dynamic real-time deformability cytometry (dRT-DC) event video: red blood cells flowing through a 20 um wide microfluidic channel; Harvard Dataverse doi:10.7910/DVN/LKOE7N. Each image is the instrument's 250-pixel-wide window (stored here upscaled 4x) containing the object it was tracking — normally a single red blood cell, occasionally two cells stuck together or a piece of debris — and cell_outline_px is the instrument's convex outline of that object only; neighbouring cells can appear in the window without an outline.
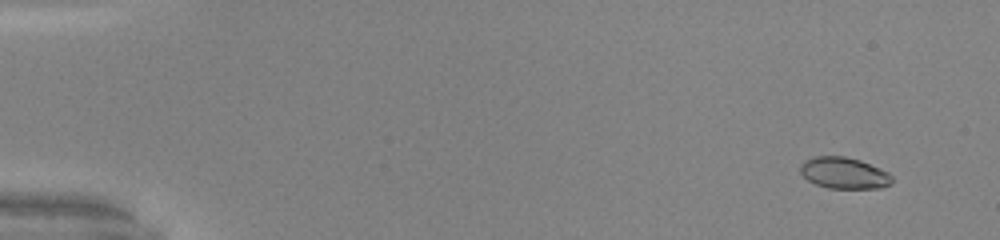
{"species": "common noctule bat (a hibernating species)", "species_latin": "Nyctalus noctula", "temperature_condition": "warm", "stored_images_in_passage": 52, "camera_frame_rate_fps": 3000, "um_per_image_px": 0.085, "animal": {"sex": "male", "body_mass_g": 20.0, "forearm_length_mm": 53.3}, "frame": {"image": 1, "passage_image": 4, "time_ms": 1.0, "image_size_px": [1000, 240], "cell_outline_px": [[892, 184], [880, 188], [828, 188], [816, 184], [808, 180], [800, 172], [800, 164], [804, 160], [816, 156], [844, 156], [860, 160], [880, 168], [888, 172], [892, 176]], "centroid_in_image_um": [71.75, 14.7], "position_along_channel_um": 13.3, "area_um2": 16.82}}
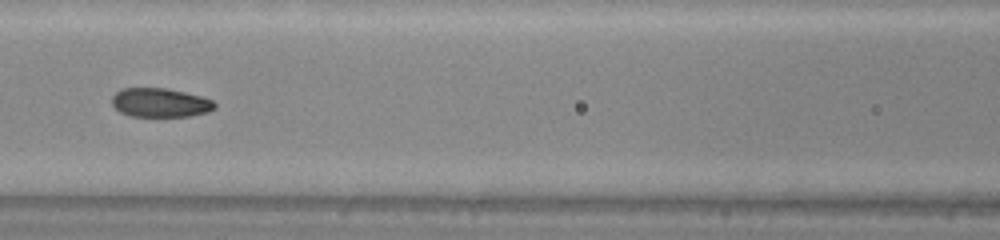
{"frame": {"image": 2, "passage_image": 25, "time_ms": 8.0, "image_size_px": [1000, 240], "cell_outline_px": [[216, 108], [208, 112], [188, 116], [128, 116], [120, 112], [112, 104], [112, 96], [120, 88], [164, 88], [184, 92], [200, 96], [212, 100], [216, 104]], "centroid_in_image_um": [13.6, 8.72], "position_along_channel_um": 153.0, "area_um2": 17.34}}
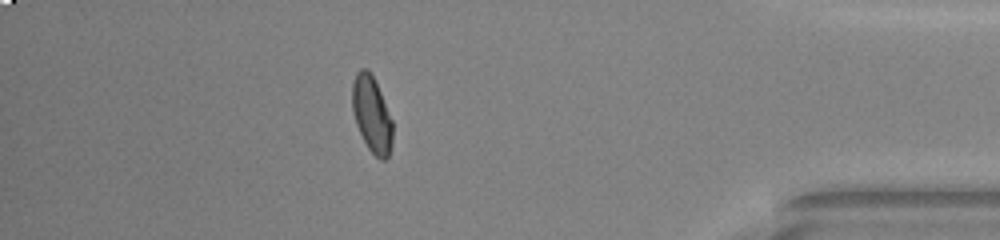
{"frame": {"image": 3, "passage_image": 46, "time_ms": 15.0, "image_size_px": [1000, 240], "cell_outline_px": [[392, 144], [388, 156], [384, 160], [380, 160], [368, 148], [356, 124], [352, 112], [352, 84], [356, 72], [360, 68], [368, 68], [380, 92], [392, 120]], "centroid_in_image_um": [31.58, 9.71], "position_along_channel_um": 403.6, "area_um2": 17.74}, "authors_computed_cell_mechanics": {"area_um2": 17.629, "velocity_mm_per_s": 4.1048, "shape_relaxation_time_tau1_ms": 10.6803, "shape_relaxation_time_tau2_ms": null, "deformation_change_tau1": 0.2795, "deformation_change_tau2": null}}